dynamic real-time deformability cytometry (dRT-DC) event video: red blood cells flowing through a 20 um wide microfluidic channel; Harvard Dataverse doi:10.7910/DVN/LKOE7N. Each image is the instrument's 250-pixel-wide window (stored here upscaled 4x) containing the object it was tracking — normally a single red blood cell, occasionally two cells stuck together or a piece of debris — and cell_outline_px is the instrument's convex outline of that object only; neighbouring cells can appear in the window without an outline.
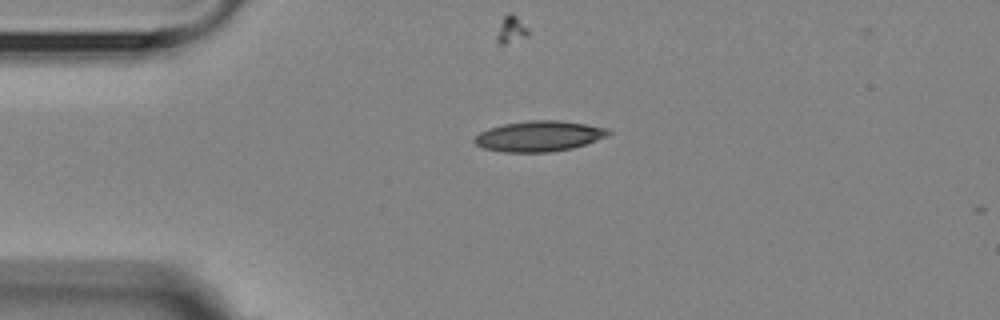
{"species": "Egyptian fruit bat (a non-hibernating species)", "species_latin": "Rousettus aegyptiacus", "temperature_condition": "room temperature", "stored_images_in_passage": 2, "camera_frame_rate_fps": 3000, "um_per_image_px": 0.085, "animal": {"sex": "female"}, "frame": {"image": 1, "passage_image": 1, "time_ms": 0.0, "image_size_px": [1000, 320], "cell_outline_px": [[612, 132], [608, 136], [572, 148], [552, 152], [500, 152], [484, 148], [476, 144], [472, 140], [480, 132], [488, 128], [504, 124], [528, 120], [560, 120], [584, 124], [604, 128]], "centroid_in_image_um": [45.78, 11.58], "position_along_channel_um": 39.2, "area_um2": 23.76}}